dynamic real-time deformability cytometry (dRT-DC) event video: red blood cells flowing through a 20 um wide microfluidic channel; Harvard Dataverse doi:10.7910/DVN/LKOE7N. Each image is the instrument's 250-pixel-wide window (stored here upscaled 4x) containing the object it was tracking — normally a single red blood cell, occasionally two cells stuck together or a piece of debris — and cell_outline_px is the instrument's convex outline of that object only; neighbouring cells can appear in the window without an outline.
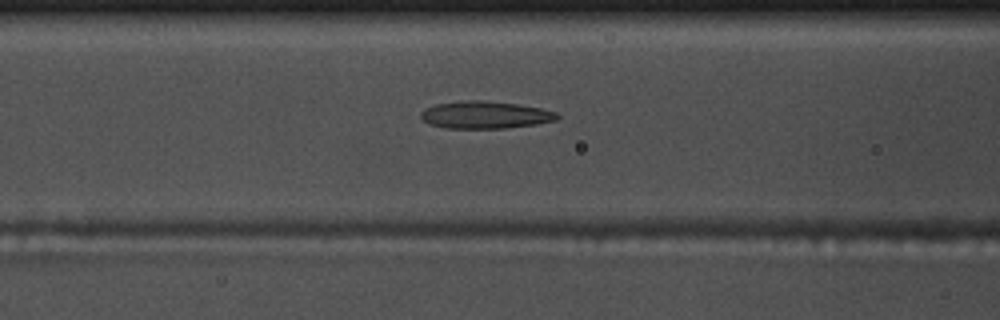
{"species": "common noctule bat (a hibernating species)", "species_latin": "Nyctalus noctula", "temperature_condition": "warm", "stored_images_in_passage": 54, "camera_frame_rate_fps": 3000, "um_per_image_px": 0.085, "animal": {"sex": "male", "body_mass_g": 17.5, "forearm_length_mm": 52.3}, "frame": {"image": 1, "passage_image": 22, "time_ms": 7.0, "image_size_px": [1000, 320], "cell_outline_px": [[560, 116], [556, 120], [536, 124], [508, 128], [448, 128], [428, 124], [420, 120], [420, 112], [424, 108], [436, 104], [460, 100], [484, 100], [516, 104], [540, 108], [556, 112]], "centroid_in_image_um": [41.18, 9.76], "position_along_channel_um": 125.4, "area_um2": 21.91}}
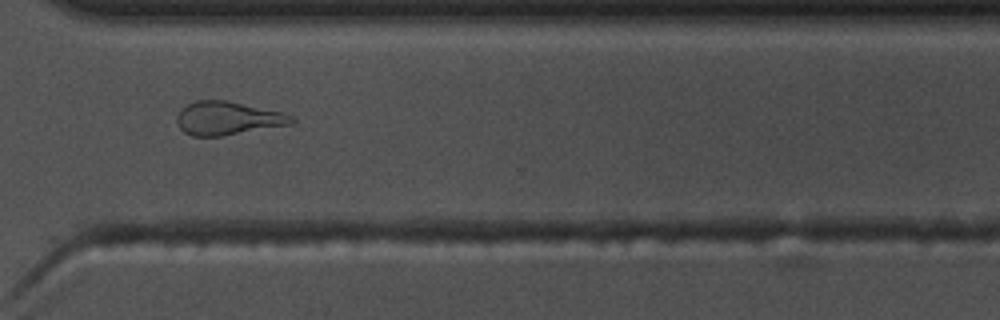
{"frame": {"image": 2, "passage_image": 40, "time_ms": 13.0, "image_size_px": [1000, 320], "cell_outline_px": [[296, 120], [292, 124], [220, 136], [192, 136], [184, 132], [176, 124], [176, 116], [188, 104], [196, 100], [228, 100], [280, 112], [292, 116]], "centroid_in_image_um": [19.33, 10.05], "position_along_channel_um": 351.3, "area_um2": 22.14}}
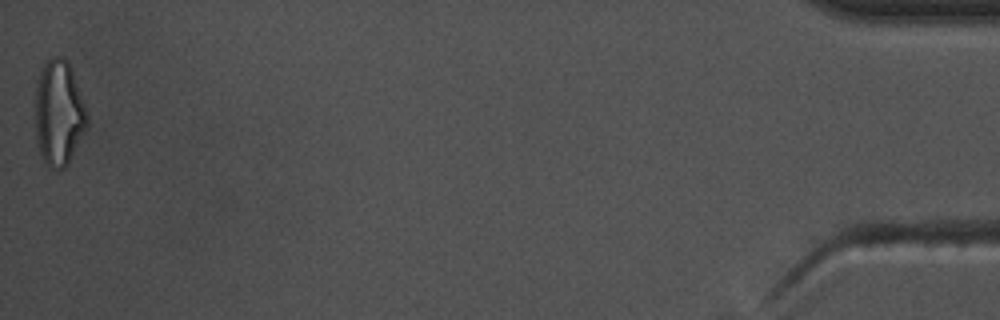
{"frame": {"image": 3, "passage_image": 54, "time_ms": 17.667, "image_size_px": [1000, 320], "cell_outline_px": [[88, 124], [68, 164], [64, 168], [48, 168], [44, 164], [36, 140], [36, 80], [44, 60], [56, 56], [60, 56], [68, 60], [84, 104], [88, 116]], "centroid_in_image_um": [4.98, 9.59], "position_along_channel_um": 430.2, "area_um2": 31.91}, "authors_computed_cell_mechanics": {"area_um2": 21.8773, "velocity_mm_per_s": 3.7645, "shape_relaxation_time_tau1_ms": null, "shape_relaxation_time_tau2_ms": 2.841, "deformation_change_tau1": null, "deformation_change_tau2": 0.1472}}